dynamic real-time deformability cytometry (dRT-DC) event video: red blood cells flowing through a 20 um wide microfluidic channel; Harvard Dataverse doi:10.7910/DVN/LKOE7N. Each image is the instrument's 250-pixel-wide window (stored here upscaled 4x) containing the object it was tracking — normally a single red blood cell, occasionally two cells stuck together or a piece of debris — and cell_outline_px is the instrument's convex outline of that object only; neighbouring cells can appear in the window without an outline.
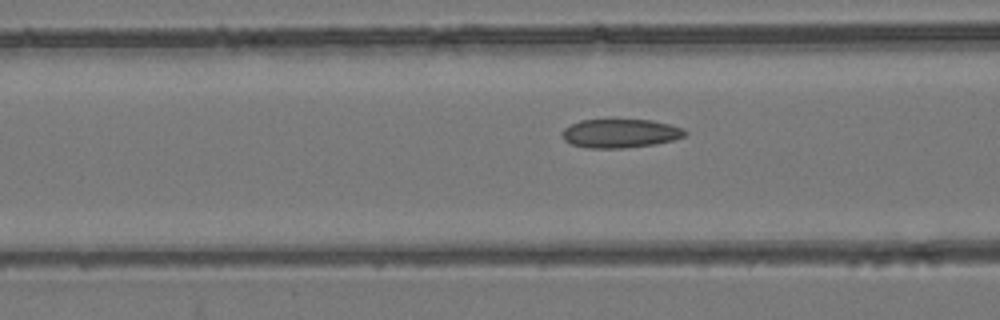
{"species": "common noctule bat (a hibernating species)", "species_latin": "Nyctalus noctula", "temperature_condition": "room temperature", "stored_images_in_passage": 30, "camera_frame_rate_fps": 3000, "um_per_image_px": 0.085, "animal": {"sex": "female", "body_mass_g": 24.6, "forearm_length_mm": 56.2}, "frame": {"image": 1, "passage_image": 22, "time_ms": 7.0, "image_size_px": [1000, 320], "cell_outline_px": [[688, 132], [684, 136], [672, 140], [656, 144], [624, 148], [588, 148], [572, 144], [564, 140], [560, 132], [564, 128], [580, 120], [652, 120], [684, 128]], "centroid_in_image_um": [52.71, 11.34], "position_along_channel_um": 113.9, "area_um2": 20.58}}
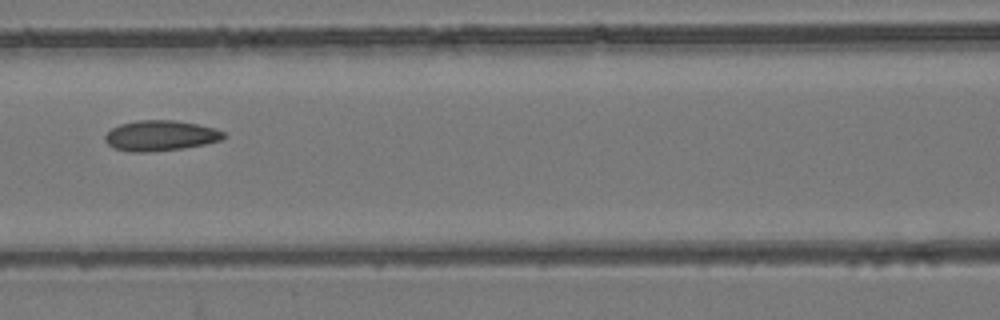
{"frame": {"image": 2, "passage_image": 25, "time_ms": 8.0, "image_size_px": [1000, 320], "cell_outline_px": [[228, 136], [220, 140], [204, 144], [184, 148], [144, 152], [132, 152], [112, 148], [104, 140], [104, 136], [112, 128], [120, 124], [136, 120], [176, 120], [216, 128], [224, 132]], "centroid_in_image_um": [13.63, 11.52], "position_along_channel_um": 153.0, "area_um2": 21.1}}
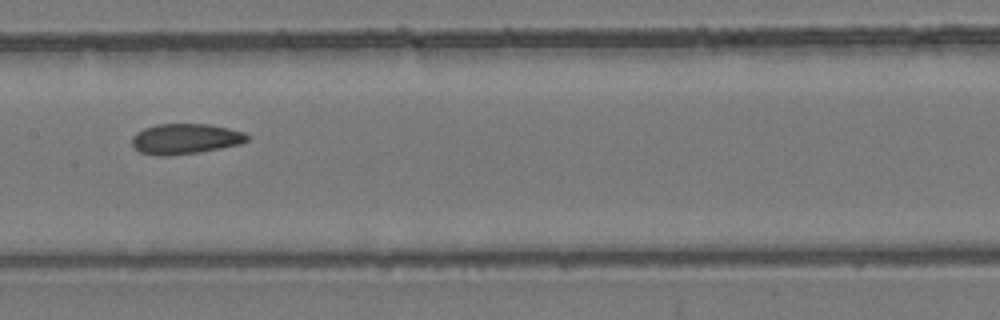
{"frame": {"image": 3, "passage_image": 28, "time_ms": 9.0, "image_size_px": [1000, 320], "cell_outline_px": [[248, 140], [240, 144], [200, 152], [164, 156], [160, 156], [140, 152], [132, 144], [132, 136], [136, 132], [144, 128], [156, 124], [212, 124], [244, 132], [248, 136]], "centroid_in_image_um": [15.74, 11.79], "position_along_channel_um": 191.7, "area_um2": 20.4}}